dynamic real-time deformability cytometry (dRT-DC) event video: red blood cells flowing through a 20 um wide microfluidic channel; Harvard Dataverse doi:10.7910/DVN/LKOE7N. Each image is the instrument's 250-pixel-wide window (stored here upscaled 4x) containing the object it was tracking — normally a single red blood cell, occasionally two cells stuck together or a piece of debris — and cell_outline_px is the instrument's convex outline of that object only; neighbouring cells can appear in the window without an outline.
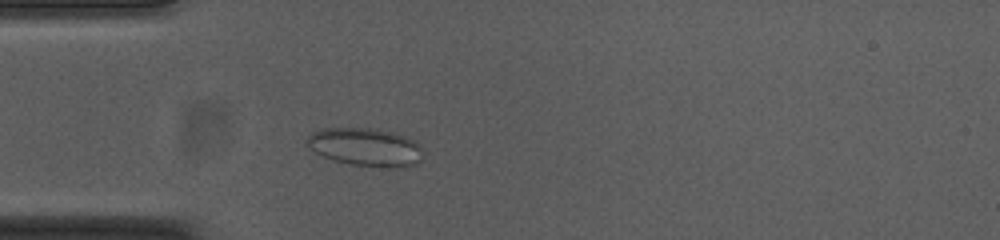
{"species": "common noctule bat (a hibernating species)", "species_latin": "Nyctalus noctula", "temperature_condition": "cold", "stored_images_in_passage": 48, "camera_frame_rate_fps": 3000, "um_per_image_px": 0.085, "animal": {"sex": "female", "body_mass_g": 23.0, "forearm_length_mm": 53.4}, "frame": {"image": 1, "passage_image": 9, "time_ms": 2.667, "image_size_px": [1000, 240], "cell_outline_px": [[420, 160], [416, 164], [400, 168], [392, 168], [352, 164], [336, 160], [324, 156], [308, 148], [308, 136], [312, 132], [320, 128], [376, 128], [396, 132], [408, 136], [416, 140], [420, 144]], "centroid_in_image_um": [31.11, 12.48], "position_along_channel_um": 53.9, "area_um2": 25.89}}
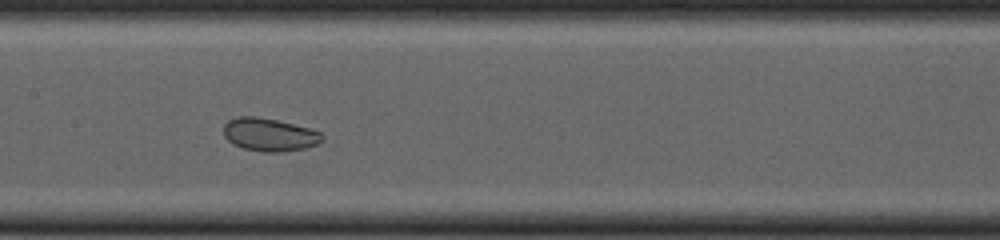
{"frame": {"image": 2, "passage_image": 20, "time_ms": 6.333, "image_size_px": [1000, 240], "cell_outline_px": [[324, 140], [320, 144], [304, 148], [276, 152], [260, 152], [244, 148], [232, 144], [224, 136], [224, 124], [228, 120], [236, 116], [256, 116], [276, 120], [308, 128], [320, 132], [324, 136]], "centroid_in_image_um": [22.89, 11.44], "position_along_channel_um": 184.5, "area_um2": 19.02}}
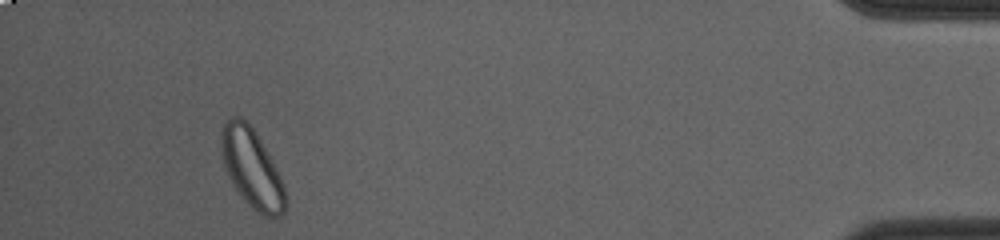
{"frame": {"image": 3, "passage_image": 44, "time_ms": 14.333, "image_size_px": [1000, 240], "cell_outline_px": [[288, 208], [280, 216], [264, 216], [256, 212], [244, 200], [236, 188], [224, 164], [220, 140], [224, 124], [232, 116], [240, 116], [252, 128], [260, 140], [272, 160], [284, 184]], "centroid_in_image_um": [21.45, 14.35], "position_along_channel_um": 413.8, "area_um2": 28.96}, "authors_computed_cell_mechanics": {"area_um2": 24.2471, "velocity_mm_per_s": 3.7132, "shape_relaxation_time_tau1_ms": 4.1983, "shape_relaxation_time_tau2_ms": 3.3237, "deformation_change_tau1": 0.0565, "deformation_change_tau2": 0.0635}}